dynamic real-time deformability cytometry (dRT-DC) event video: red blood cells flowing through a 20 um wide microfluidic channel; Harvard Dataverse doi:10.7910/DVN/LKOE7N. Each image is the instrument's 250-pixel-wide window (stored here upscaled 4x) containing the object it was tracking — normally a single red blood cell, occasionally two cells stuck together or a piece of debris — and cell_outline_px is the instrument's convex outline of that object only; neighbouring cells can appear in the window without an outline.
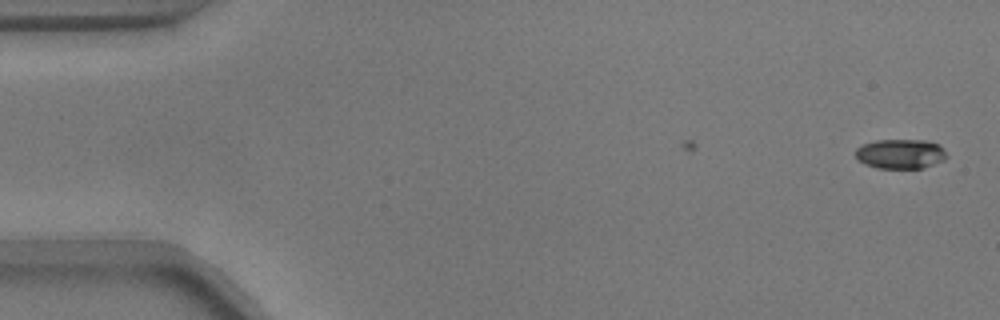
{"species": "common noctule bat (a hibernating species)", "species_latin": "Nyctalus noctula", "temperature_condition": "warm", "stored_images_in_passage": 48, "camera_frame_rate_fps": 3000, "um_per_image_px": 0.085, "animal": {"sex": "male", "body_mass_g": 17.9}, "frame": {"image": 1, "passage_image": 1, "time_ms": 0.0, "image_size_px": [1000, 320], "cell_outline_px": [[948, 156], [944, 160], [924, 168], [876, 168], [864, 164], [856, 160], [856, 148], [860, 144], [876, 140], [924, 140], [940, 144], [944, 148]], "centroid_in_image_um": [76.53, 13.08], "position_along_channel_um": 8.5, "area_um2": 16.07}}
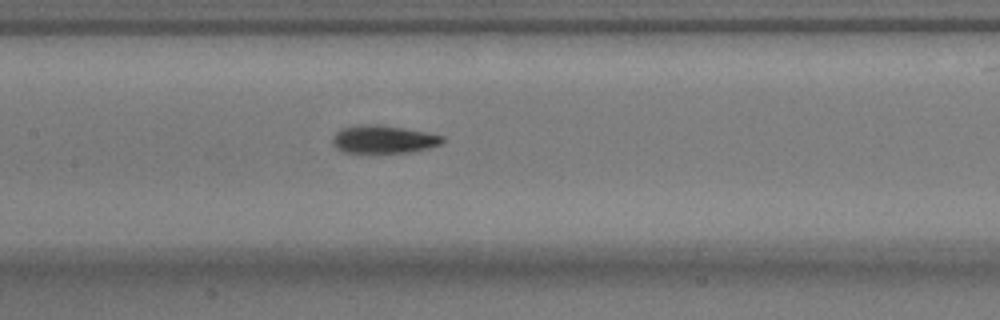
{"frame": {"image": 2, "passage_image": 25, "time_ms": 8.0, "image_size_px": [1000, 320], "cell_outline_px": [[444, 140], [440, 144], [428, 148], [408, 152], [344, 152], [336, 148], [332, 144], [332, 136], [340, 128], [360, 124], [380, 124], [404, 128], [444, 136]], "centroid_in_image_um": [32.54, 11.82], "position_along_channel_um": 174.9, "area_um2": 17.86}}
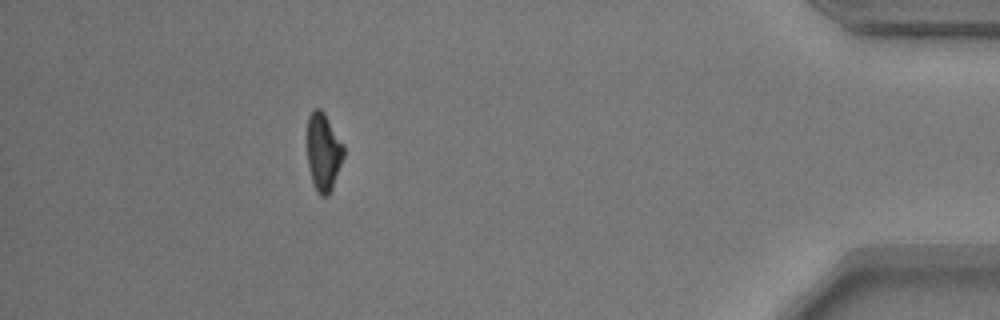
{"frame": {"image": 3, "passage_image": 48, "time_ms": 15.667, "image_size_px": [1000, 320], "cell_outline_px": [[344, 156], [332, 188], [328, 196], [320, 196], [312, 180], [308, 164], [308, 116], [312, 108], [320, 108], [324, 112], [344, 144]], "centroid_in_image_um": [27.5, 12.88], "position_along_channel_um": 407.7, "area_um2": 16.47}, "authors_computed_cell_mechanics": {"area_um2": 16.6753, "velocity_mm_per_s": 3.7402, "shape_relaxation_time_tau1_ms": 2.0764, "shape_relaxation_time_tau2_ms": 3.9971, "deformation_change_tau1": 0.1642, "deformation_change_tau2": 0.1209}}